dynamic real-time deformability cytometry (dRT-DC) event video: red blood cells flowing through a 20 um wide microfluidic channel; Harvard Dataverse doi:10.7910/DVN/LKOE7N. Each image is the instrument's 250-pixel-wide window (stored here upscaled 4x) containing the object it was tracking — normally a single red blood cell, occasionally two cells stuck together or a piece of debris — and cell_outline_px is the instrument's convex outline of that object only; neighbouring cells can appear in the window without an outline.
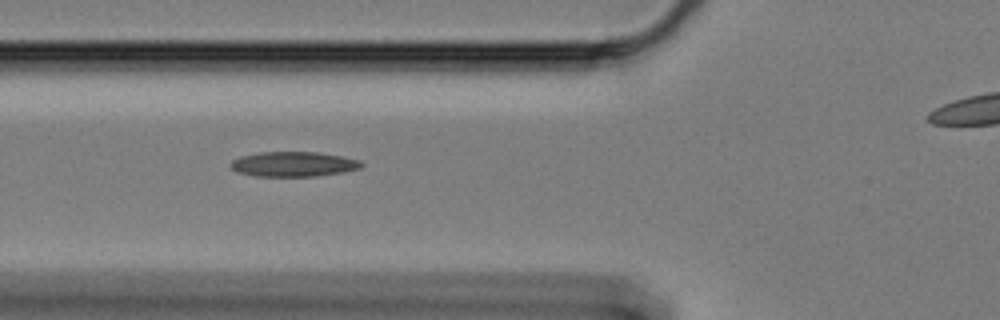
{"species": "Egyptian fruit bat (a non-hibernating species)", "species_latin": "Rousettus aegyptiacus", "temperature_condition": "cold", "stored_images_in_passage": 18, "camera_frame_rate_fps": 3000, "um_per_image_px": 0.085, "animal": {"sex": "female"}, "frame": {"image": 1, "passage_image": 3, "time_ms": 0.667, "image_size_px": [1000, 320], "cell_outline_px": [[364, 164], [360, 168], [344, 172], [316, 176], [256, 176], [240, 172], [232, 168], [228, 164], [232, 160], [240, 156], [260, 152], [316, 152], [340, 156], [360, 160]], "centroid_in_image_um": [24.95, 13.95], "position_along_channel_um": 100.9, "area_um2": 18.9}}
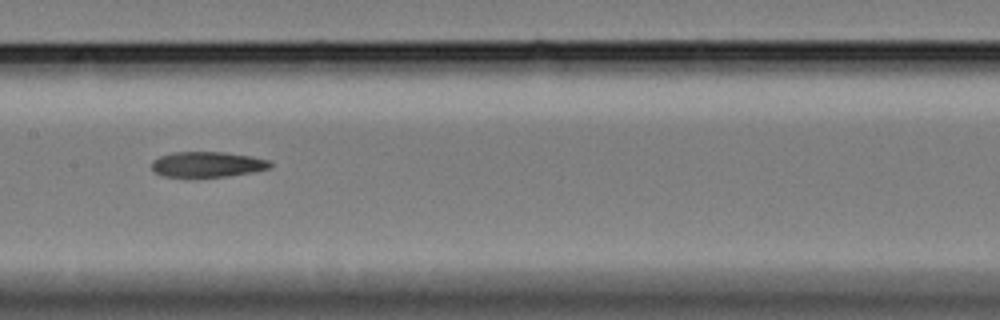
{"frame": {"image": 2, "passage_image": 11, "time_ms": 3.333, "image_size_px": [1000, 320], "cell_outline_px": [[272, 164], [268, 168], [252, 172], [228, 176], [164, 176], [156, 172], [152, 168], [152, 160], [160, 156], [176, 152], [224, 152], [252, 156], [268, 160]], "centroid_in_image_um": [17.63, 13.96], "position_along_channel_um": 189.8, "area_um2": 17.22}}
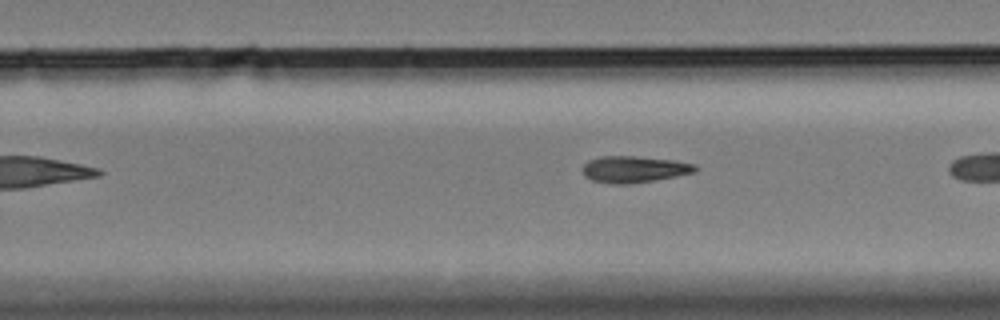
{"frame": {"image": 3, "passage_image": 16, "time_ms": 5.0, "image_size_px": [1000, 320], "cell_outline_px": [[700, 168], [696, 172], [676, 176], [628, 184], [612, 184], [592, 180], [584, 176], [584, 164], [588, 160], [600, 156], [636, 156], [676, 160], [696, 164]], "centroid_in_image_um": [53.94, 14.38], "position_along_channel_um": 275.9, "area_um2": 17.51}}